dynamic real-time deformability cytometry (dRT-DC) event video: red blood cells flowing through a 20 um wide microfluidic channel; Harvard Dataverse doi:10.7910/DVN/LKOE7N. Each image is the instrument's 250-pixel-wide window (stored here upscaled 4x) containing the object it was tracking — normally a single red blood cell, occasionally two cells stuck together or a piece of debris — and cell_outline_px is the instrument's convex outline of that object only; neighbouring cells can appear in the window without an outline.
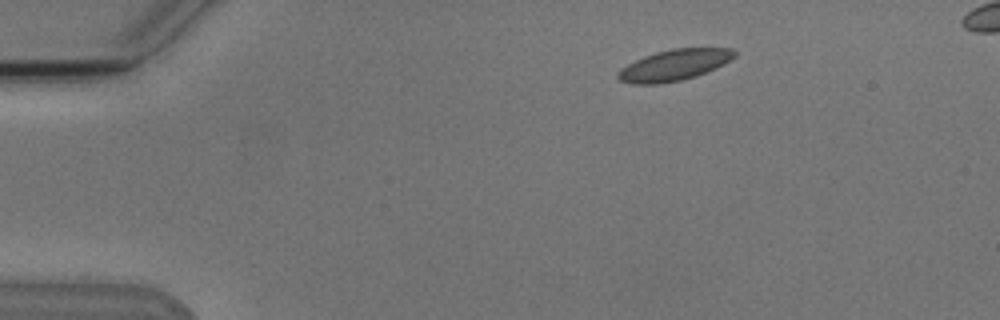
{"species": "Egyptian fruit bat (a non-hibernating species)", "species_latin": "Rousettus aegyptiacus", "temperature_condition": "cold", "stored_images_in_passage": 4, "camera_frame_rate_fps": 3000, "um_per_image_px": 0.085, "animal": {"sex": "male"}, "frame": {"image": 1, "passage_image": 1, "time_ms": 0.0, "image_size_px": [1000, 320], "cell_outline_px": [[736, 56], [724, 64], [716, 68], [696, 76], [680, 80], [660, 84], [632, 84], [620, 80], [616, 76], [616, 72], [620, 68], [644, 56], [656, 52], [672, 48], [732, 48], [736, 52]], "centroid_in_image_um": [57.3, 5.53], "position_along_channel_um": 27.7, "area_um2": 21.15}}